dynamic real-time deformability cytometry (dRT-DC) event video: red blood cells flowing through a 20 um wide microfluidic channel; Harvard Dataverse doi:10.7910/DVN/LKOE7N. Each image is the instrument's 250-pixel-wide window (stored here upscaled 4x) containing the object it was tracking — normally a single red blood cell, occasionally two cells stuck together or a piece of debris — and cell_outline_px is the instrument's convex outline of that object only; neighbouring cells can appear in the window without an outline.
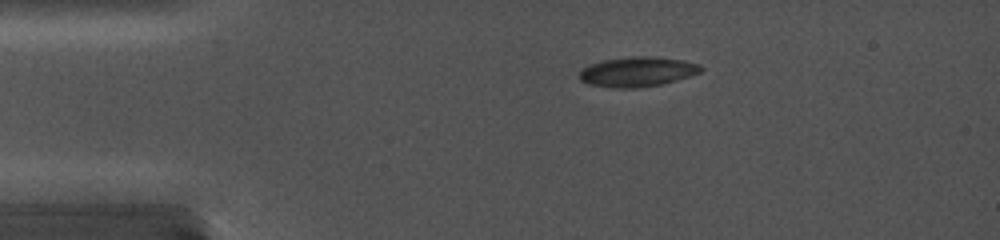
{"species": "common noctule bat (a hibernating species)", "species_latin": "Nyctalus noctula", "temperature_condition": "cold", "stored_images_in_passage": 3, "camera_frame_rate_fps": 5000, "um_per_image_px": 0.085, "animal": {"sex": "female", "body_mass_g": 19.0, "forearm_length_mm": 56.7}, "frame": {"image": 1, "passage_image": 1, "time_ms": 0.0, "image_size_px": [1000, 240], "cell_outline_px": [[704, 72], [692, 76], [664, 84], [640, 88], [612, 88], [588, 84], [580, 80], [580, 72], [584, 68], [592, 64], [608, 60], [672, 60], [696, 64], [704, 68]], "centroid_in_image_um": [54.19, 6.21], "position_along_channel_um": 30.8, "area_um2": 19.65}}